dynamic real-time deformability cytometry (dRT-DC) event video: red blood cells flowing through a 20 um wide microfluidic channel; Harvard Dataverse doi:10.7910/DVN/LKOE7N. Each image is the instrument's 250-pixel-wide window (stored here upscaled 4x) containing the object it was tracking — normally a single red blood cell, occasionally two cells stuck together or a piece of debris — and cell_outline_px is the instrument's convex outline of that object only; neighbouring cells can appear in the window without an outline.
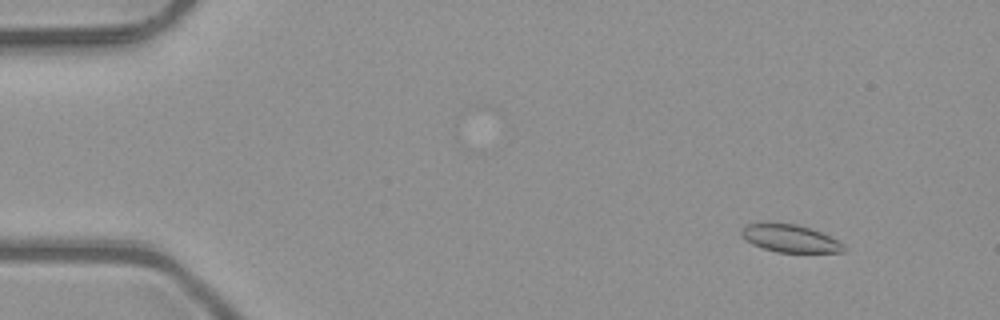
{"species": "common noctule bat (a hibernating species)", "species_latin": "Nyctalus noctula", "temperature_condition": "room temperature", "stored_images_in_passage": 4, "camera_frame_rate_fps": 3000, "um_per_image_px": 0.085, "animal": {"sex": "male", "body_mass_g": 23.1, "forearm_length_mm": 52.7}, "frame": {"image": 1, "passage_image": 2, "time_ms": 0.333, "image_size_px": [1000, 320], "cell_outline_px": [[848, 248], [844, 252], [776, 252], [752, 244], [740, 232], [748, 224], [768, 220], [796, 224], [820, 232], [844, 244]], "centroid_in_image_um": [67.15, 20.24], "position_along_channel_um": 17.9, "area_um2": 16.59}}